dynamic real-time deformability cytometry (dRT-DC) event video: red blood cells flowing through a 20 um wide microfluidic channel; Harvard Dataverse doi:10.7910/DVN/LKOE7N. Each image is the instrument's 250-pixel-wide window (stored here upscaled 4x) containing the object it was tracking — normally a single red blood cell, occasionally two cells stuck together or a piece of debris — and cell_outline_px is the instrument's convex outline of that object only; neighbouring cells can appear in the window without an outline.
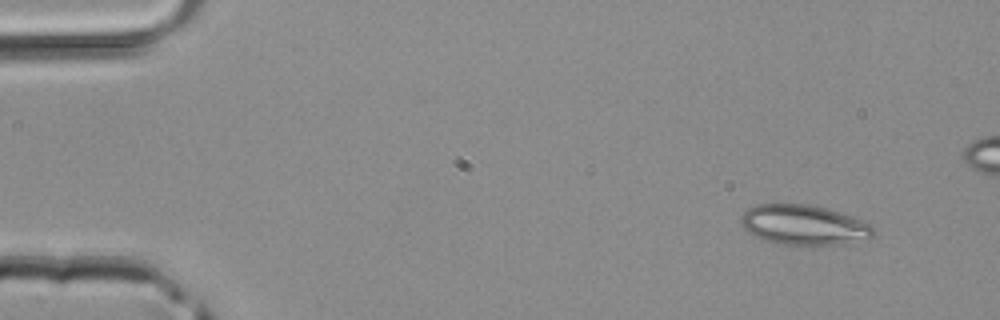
{"species": "common noctule bat (a hibernating species)", "species_latin": "Nyctalus noctula", "temperature_condition": "room temperature", "stored_images_in_passage": 7, "camera_frame_rate_fps": 3000, "um_per_image_px": 0.085, "animal": {"sex": "male", "body_mass_g": 20.4}, "frame": {"image": 1, "passage_image": 7, "time_ms": 2.0, "image_size_px": [1000, 320], "cell_outline_px": [[876, 236], [868, 240], [848, 244], [784, 244], [764, 240], [748, 232], [744, 228], [740, 220], [740, 216], [748, 208], [756, 204], [812, 204], [828, 208], [872, 224], [876, 228]], "centroid_in_image_um": [68.4, 19.11], "position_along_channel_um": 16.6, "area_um2": 31.21}}